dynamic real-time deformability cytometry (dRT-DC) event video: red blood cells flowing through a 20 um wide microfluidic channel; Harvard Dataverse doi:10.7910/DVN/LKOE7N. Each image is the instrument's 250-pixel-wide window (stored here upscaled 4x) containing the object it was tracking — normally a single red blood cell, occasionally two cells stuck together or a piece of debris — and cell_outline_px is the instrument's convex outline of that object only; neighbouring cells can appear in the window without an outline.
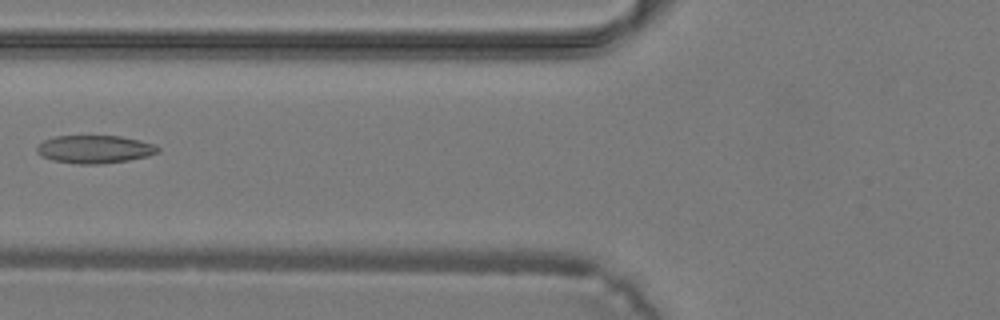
{"species": "common noctule bat (a hibernating species)", "species_latin": "Nyctalus noctula", "temperature_condition": "warm", "stored_images_in_passage": 26, "camera_frame_rate_fps": 3000, "um_per_image_px": 0.085, "animal": {"sex": "male", "body_mass_g": 19.2, "forearm_length_mm": 51.8}, "frame": {"image": 1, "passage_image": 4, "time_ms": 1.0, "image_size_px": [1000, 320], "cell_outline_px": [[160, 152], [148, 156], [128, 160], [100, 164], [80, 164], [52, 160], [40, 156], [36, 152], [36, 148], [44, 140], [56, 136], [120, 136], [140, 140], [156, 144], [160, 148]], "centroid_in_image_um": [8.07, 12.68], "position_along_channel_um": 117.7, "area_um2": 19.83}}
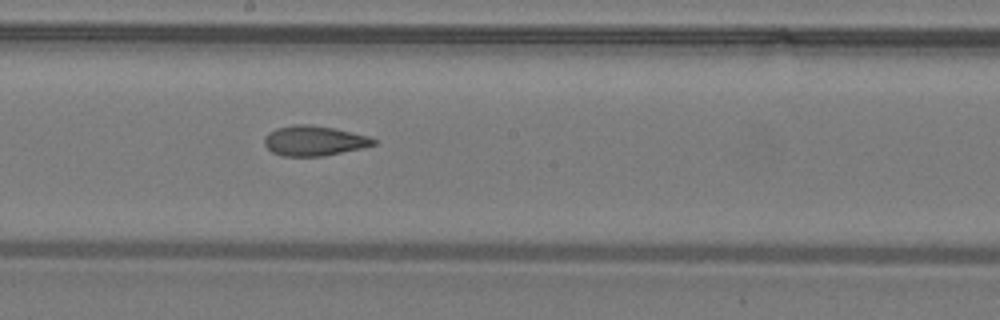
{"frame": {"image": 2, "passage_image": 10, "time_ms": 3.0, "image_size_px": [1000, 320], "cell_outline_px": [[376, 144], [364, 148], [324, 156], [284, 156], [272, 152], [264, 144], [264, 136], [268, 132], [276, 128], [296, 124], [312, 124], [332, 128], [368, 136], [376, 140]], "centroid_in_image_um": [26.68, 11.97], "position_along_channel_um": 221.5, "area_um2": 19.13}}
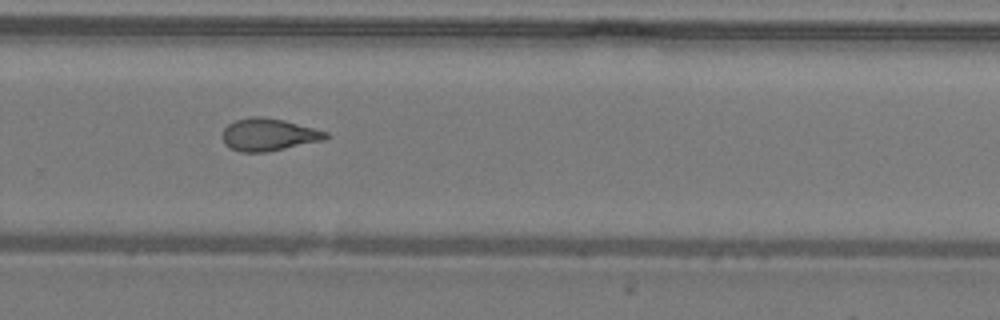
{"frame": {"image": 3, "passage_image": 15, "time_ms": 4.667, "image_size_px": [1000, 320], "cell_outline_px": [[328, 136], [324, 140], [264, 152], [240, 152], [228, 148], [224, 144], [224, 128], [228, 124], [236, 120], [252, 116], [264, 116], [284, 120], [328, 132]], "centroid_in_image_um": [22.81, 11.44], "position_along_channel_um": 307.0, "area_um2": 19.36}}